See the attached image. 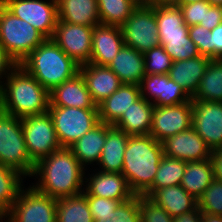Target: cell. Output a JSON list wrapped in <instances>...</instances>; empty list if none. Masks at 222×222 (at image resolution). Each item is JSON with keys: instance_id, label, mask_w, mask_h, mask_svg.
<instances>
[{"instance_id": "cell-18", "label": "cell", "mask_w": 222, "mask_h": 222, "mask_svg": "<svg viewBox=\"0 0 222 222\" xmlns=\"http://www.w3.org/2000/svg\"><path fill=\"white\" fill-rule=\"evenodd\" d=\"M124 45L120 26L98 25L92 32L91 64L108 66Z\"/></svg>"}, {"instance_id": "cell-23", "label": "cell", "mask_w": 222, "mask_h": 222, "mask_svg": "<svg viewBox=\"0 0 222 222\" xmlns=\"http://www.w3.org/2000/svg\"><path fill=\"white\" fill-rule=\"evenodd\" d=\"M210 58L199 55L186 60L175 61L168 73L170 79L179 84L181 88L192 97L198 89L208 65Z\"/></svg>"}, {"instance_id": "cell-20", "label": "cell", "mask_w": 222, "mask_h": 222, "mask_svg": "<svg viewBox=\"0 0 222 222\" xmlns=\"http://www.w3.org/2000/svg\"><path fill=\"white\" fill-rule=\"evenodd\" d=\"M50 105L75 108H98L80 73L49 92Z\"/></svg>"}, {"instance_id": "cell-32", "label": "cell", "mask_w": 222, "mask_h": 222, "mask_svg": "<svg viewBox=\"0 0 222 222\" xmlns=\"http://www.w3.org/2000/svg\"><path fill=\"white\" fill-rule=\"evenodd\" d=\"M56 222H94L86 197L79 194L59 198Z\"/></svg>"}, {"instance_id": "cell-26", "label": "cell", "mask_w": 222, "mask_h": 222, "mask_svg": "<svg viewBox=\"0 0 222 222\" xmlns=\"http://www.w3.org/2000/svg\"><path fill=\"white\" fill-rule=\"evenodd\" d=\"M129 135L113 125L107 124L106 141L98 162L104 172L121 173L123 170L124 152Z\"/></svg>"}, {"instance_id": "cell-53", "label": "cell", "mask_w": 222, "mask_h": 222, "mask_svg": "<svg viewBox=\"0 0 222 222\" xmlns=\"http://www.w3.org/2000/svg\"><path fill=\"white\" fill-rule=\"evenodd\" d=\"M3 218H6V216L3 214H0V222H2ZM5 222H7V221H5Z\"/></svg>"}, {"instance_id": "cell-49", "label": "cell", "mask_w": 222, "mask_h": 222, "mask_svg": "<svg viewBox=\"0 0 222 222\" xmlns=\"http://www.w3.org/2000/svg\"><path fill=\"white\" fill-rule=\"evenodd\" d=\"M200 222H222V216L202 213Z\"/></svg>"}, {"instance_id": "cell-1", "label": "cell", "mask_w": 222, "mask_h": 222, "mask_svg": "<svg viewBox=\"0 0 222 222\" xmlns=\"http://www.w3.org/2000/svg\"><path fill=\"white\" fill-rule=\"evenodd\" d=\"M72 150L61 147L35 164L32 176L40 177L33 185L38 191L54 198L82 194L84 170Z\"/></svg>"}, {"instance_id": "cell-3", "label": "cell", "mask_w": 222, "mask_h": 222, "mask_svg": "<svg viewBox=\"0 0 222 222\" xmlns=\"http://www.w3.org/2000/svg\"><path fill=\"white\" fill-rule=\"evenodd\" d=\"M163 156L162 142L153 136H129L121 173L135 195H144L152 187Z\"/></svg>"}, {"instance_id": "cell-44", "label": "cell", "mask_w": 222, "mask_h": 222, "mask_svg": "<svg viewBox=\"0 0 222 222\" xmlns=\"http://www.w3.org/2000/svg\"><path fill=\"white\" fill-rule=\"evenodd\" d=\"M210 33V59H222V22Z\"/></svg>"}, {"instance_id": "cell-15", "label": "cell", "mask_w": 222, "mask_h": 222, "mask_svg": "<svg viewBox=\"0 0 222 222\" xmlns=\"http://www.w3.org/2000/svg\"><path fill=\"white\" fill-rule=\"evenodd\" d=\"M147 91V92H146ZM141 97L153 101L154 106L177 105L191 100V97L168 74L145 75L140 83ZM151 97L149 99V97Z\"/></svg>"}, {"instance_id": "cell-46", "label": "cell", "mask_w": 222, "mask_h": 222, "mask_svg": "<svg viewBox=\"0 0 222 222\" xmlns=\"http://www.w3.org/2000/svg\"><path fill=\"white\" fill-rule=\"evenodd\" d=\"M16 61L8 54L4 47L0 44V79L7 77L9 73L17 66ZM9 72V73H8ZM7 74V75H6ZM3 75V76H2ZM2 81H0V86Z\"/></svg>"}, {"instance_id": "cell-2", "label": "cell", "mask_w": 222, "mask_h": 222, "mask_svg": "<svg viewBox=\"0 0 222 222\" xmlns=\"http://www.w3.org/2000/svg\"><path fill=\"white\" fill-rule=\"evenodd\" d=\"M6 82L0 86L1 111L20 119L48 112L49 91L20 64L9 73Z\"/></svg>"}, {"instance_id": "cell-12", "label": "cell", "mask_w": 222, "mask_h": 222, "mask_svg": "<svg viewBox=\"0 0 222 222\" xmlns=\"http://www.w3.org/2000/svg\"><path fill=\"white\" fill-rule=\"evenodd\" d=\"M94 27L57 21L51 38L79 66L88 64Z\"/></svg>"}, {"instance_id": "cell-8", "label": "cell", "mask_w": 222, "mask_h": 222, "mask_svg": "<svg viewBox=\"0 0 222 222\" xmlns=\"http://www.w3.org/2000/svg\"><path fill=\"white\" fill-rule=\"evenodd\" d=\"M120 27L124 45L141 53L160 45L155 5L139 3Z\"/></svg>"}, {"instance_id": "cell-45", "label": "cell", "mask_w": 222, "mask_h": 222, "mask_svg": "<svg viewBox=\"0 0 222 222\" xmlns=\"http://www.w3.org/2000/svg\"><path fill=\"white\" fill-rule=\"evenodd\" d=\"M221 22H222V7L210 6L208 9H205L204 23H200L199 25L211 31Z\"/></svg>"}, {"instance_id": "cell-27", "label": "cell", "mask_w": 222, "mask_h": 222, "mask_svg": "<svg viewBox=\"0 0 222 222\" xmlns=\"http://www.w3.org/2000/svg\"><path fill=\"white\" fill-rule=\"evenodd\" d=\"M159 40L184 39L189 33V27L183 19L180 7L174 4L155 5Z\"/></svg>"}, {"instance_id": "cell-19", "label": "cell", "mask_w": 222, "mask_h": 222, "mask_svg": "<svg viewBox=\"0 0 222 222\" xmlns=\"http://www.w3.org/2000/svg\"><path fill=\"white\" fill-rule=\"evenodd\" d=\"M79 73L97 106L122 85L120 79L108 66L88 63L79 66Z\"/></svg>"}, {"instance_id": "cell-6", "label": "cell", "mask_w": 222, "mask_h": 222, "mask_svg": "<svg viewBox=\"0 0 222 222\" xmlns=\"http://www.w3.org/2000/svg\"><path fill=\"white\" fill-rule=\"evenodd\" d=\"M0 164L31 177L35 163L28 155L21 119L0 110Z\"/></svg>"}, {"instance_id": "cell-36", "label": "cell", "mask_w": 222, "mask_h": 222, "mask_svg": "<svg viewBox=\"0 0 222 222\" xmlns=\"http://www.w3.org/2000/svg\"><path fill=\"white\" fill-rule=\"evenodd\" d=\"M92 216L94 222H141L138 195L120 203L114 212Z\"/></svg>"}, {"instance_id": "cell-31", "label": "cell", "mask_w": 222, "mask_h": 222, "mask_svg": "<svg viewBox=\"0 0 222 222\" xmlns=\"http://www.w3.org/2000/svg\"><path fill=\"white\" fill-rule=\"evenodd\" d=\"M192 100L222 102V59H211L191 97Z\"/></svg>"}, {"instance_id": "cell-40", "label": "cell", "mask_w": 222, "mask_h": 222, "mask_svg": "<svg viewBox=\"0 0 222 222\" xmlns=\"http://www.w3.org/2000/svg\"><path fill=\"white\" fill-rule=\"evenodd\" d=\"M141 222H173V217L152 199L138 195Z\"/></svg>"}, {"instance_id": "cell-37", "label": "cell", "mask_w": 222, "mask_h": 222, "mask_svg": "<svg viewBox=\"0 0 222 222\" xmlns=\"http://www.w3.org/2000/svg\"><path fill=\"white\" fill-rule=\"evenodd\" d=\"M145 74H168L172 67L173 60L170 55L164 50L163 46L159 45L151 48L143 53Z\"/></svg>"}, {"instance_id": "cell-28", "label": "cell", "mask_w": 222, "mask_h": 222, "mask_svg": "<svg viewBox=\"0 0 222 222\" xmlns=\"http://www.w3.org/2000/svg\"><path fill=\"white\" fill-rule=\"evenodd\" d=\"M106 134L107 124L100 122L69 147L84 168L86 164L89 165L95 161L98 164L106 141Z\"/></svg>"}, {"instance_id": "cell-11", "label": "cell", "mask_w": 222, "mask_h": 222, "mask_svg": "<svg viewBox=\"0 0 222 222\" xmlns=\"http://www.w3.org/2000/svg\"><path fill=\"white\" fill-rule=\"evenodd\" d=\"M15 16L28 22L46 38H52L58 21L57 0H2Z\"/></svg>"}, {"instance_id": "cell-38", "label": "cell", "mask_w": 222, "mask_h": 222, "mask_svg": "<svg viewBox=\"0 0 222 222\" xmlns=\"http://www.w3.org/2000/svg\"><path fill=\"white\" fill-rule=\"evenodd\" d=\"M159 44L163 46L173 62L192 59L200 55L197 46L190 39L189 34L184 39L159 40Z\"/></svg>"}, {"instance_id": "cell-13", "label": "cell", "mask_w": 222, "mask_h": 222, "mask_svg": "<svg viewBox=\"0 0 222 222\" xmlns=\"http://www.w3.org/2000/svg\"><path fill=\"white\" fill-rule=\"evenodd\" d=\"M192 127V99L170 106H154L150 135L162 142Z\"/></svg>"}, {"instance_id": "cell-51", "label": "cell", "mask_w": 222, "mask_h": 222, "mask_svg": "<svg viewBox=\"0 0 222 222\" xmlns=\"http://www.w3.org/2000/svg\"><path fill=\"white\" fill-rule=\"evenodd\" d=\"M199 1H202V0H175L173 4H174L175 6L180 7V6L189 4V3L199 2Z\"/></svg>"}, {"instance_id": "cell-34", "label": "cell", "mask_w": 222, "mask_h": 222, "mask_svg": "<svg viewBox=\"0 0 222 222\" xmlns=\"http://www.w3.org/2000/svg\"><path fill=\"white\" fill-rule=\"evenodd\" d=\"M102 25L121 26L139 5V0H97Z\"/></svg>"}, {"instance_id": "cell-33", "label": "cell", "mask_w": 222, "mask_h": 222, "mask_svg": "<svg viewBox=\"0 0 222 222\" xmlns=\"http://www.w3.org/2000/svg\"><path fill=\"white\" fill-rule=\"evenodd\" d=\"M186 169V161L164 155L159 163L152 187L144 194L150 197L156 190L180 185Z\"/></svg>"}, {"instance_id": "cell-25", "label": "cell", "mask_w": 222, "mask_h": 222, "mask_svg": "<svg viewBox=\"0 0 222 222\" xmlns=\"http://www.w3.org/2000/svg\"><path fill=\"white\" fill-rule=\"evenodd\" d=\"M58 21L94 27L100 25L97 0H57Z\"/></svg>"}, {"instance_id": "cell-50", "label": "cell", "mask_w": 222, "mask_h": 222, "mask_svg": "<svg viewBox=\"0 0 222 222\" xmlns=\"http://www.w3.org/2000/svg\"><path fill=\"white\" fill-rule=\"evenodd\" d=\"M175 0H139L140 4L146 5H161V4H173Z\"/></svg>"}, {"instance_id": "cell-21", "label": "cell", "mask_w": 222, "mask_h": 222, "mask_svg": "<svg viewBox=\"0 0 222 222\" xmlns=\"http://www.w3.org/2000/svg\"><path fill=\"white\" fill-rule=\"evenodd\" d=\"M140 97V85L122 84L98 105L100 122L114 125Z\"/></svg>"}, {"instance_id": "cell-16", "label": "cell", "mask_w": 222, "mask_h": 222, "mask_svg": "<svg viewBox=\"0 0 222 222\" xmlns=\"http://www.w3.org/2000/svg\"><path fill=\"white\" fill-rule=\"evenodd\" d=\"M162 146L164 155L186 162L204 161L211 157V150L192 127L167 137Z\"/></svg>"}, {"instance_id": "cell-41", "label": "cell", "mask_w": 222, "mask_h": 222, "mask_svg": "<svg viewBox=\"0 0 222 222\" xmlns=\"http://www.w3.org/2000/svg\"><path fill=\"white\" fill-rule=\"evenodd\" d=\"M210 6L206 0L180 6L186 25L189 27L204 23L205 9H208Z\"/></svg>"}, {"instance_id": "cell-43", "label": "cell", "mask_w": 222, "mask_h": 222, "mask_svg": "<svg viewBox=\"0 0 222 222\" xmlns=\"http://www.w3.org/2000/svg\"><path fill=\"white\" fill-rule=\"evenodd\" d=\"M89 204V208L92 214H106L114 212L120 201H115L108 198H103L94 195H84Z\"/></svg>"}, {"instance_id": "cell-24", "label": "cell", "mask_w": 222, "mask_h": 222, "mask_svg": "<svg viewBox=\"0 0 222 222\" xmlns=\"http://www.w3.org/2000/svg\"><path fill=\"white\" fill-rule=\"evenodd\" d=\"M153 109L152 101L140 97L113 126L129 136L150 135Z\"/></svg>"}, {"instance_id": "cell-30", "label": "cell", "mask_w": 222, "mask_h": 222, "mask_svg": "<svg viewBox=\"0 0 222 222\" xmlns=\"http://www.w3.org/2000/svg\"><path fill=\"white\" fill-rule=\"evenodd\" d=\"M214 173L210 159L204 161H188L181 181V186L196 200L213 182Z\"/></svg>"}, {"instance_id": "cell-9", "label": "cell", "mask_w": 222, "mask_h": 222, "mask_svg": "<svg viewBox=\"0 0 222 222\" xmlns=\"http://www.w3.org/2000/svg\"><path fill=\"white\" fill-rule=\"evenodd\" d=\"M57 198L34 186L21 189L15 203L5 214L8 222H56Z\"/></svg>"}, {"instance_id": "cell-10", "label": "cell", "mask_w": 222, "mask_h": 222, "mask_svg": "<svg viewBox=\"0 0 222 222\" xmlns=\"http://www.w3.org/2000/svg\"><path fill=\"white\" fill-rule=\"evenodd\" d=\"M28 155L36 164L61 148L49 112L21 119Z\"/></svg>"}, {"instance_id": "cell-5", "label": "cell", "mask_w": 222, "mask_h": 222, "mask_svg": "<svg viewBox=\"0 0 222 222\" xmlns=\"http://www.w3.org/2000/svg\"><path fill=\"white\" fill-rule=\"evenodd\" d=\"M47 38L28 22L0 4V44L20 64Z\"/></svg>"}, {"instance_id": "cell-4", "label": "cell", "mask_w": 222, "mask_h": 222, "mask_svg": "<svg viewBox=\"0 0 222 222\" xmlns=\"http://www.w3.org/2000/svg\"><path fill=\"white\" fill-rule=\"evenodd\" d=\"M20 65L49 92L79 73V65L51 38L33 50Z\"/></svg>"}, {"instance_id": "cell-42", "label": "cell", "mask_w": 222, "mask_h": 222, "mask_svg": "<svg viewBox=\"0 0 222 222\" xmlns=\"http://www.w3.org/2000/svg\"><path fill=\"white\" fill-rule=\"evenodd\" d=\"M188 34L197 46L199 54L210 58V31L198 24L189 26Z\"/></svg>"}, {"instance_id": "cell-22", "label": "cell", "mask_w": 222, "mask_h": 222, "mask_svg": "<svg viewBox=\"0 0 222 222\" xmlns=\"http://www.w3.org/2000/svg\"><path fill=\"white\" fill-rule=\"evenodd\" d=\"M108 67L122 84L140 85L145 74L143 53L123 45Z\"/></svg>"}, {"instance_id": "cell-47", "label": "cell", "mask_w": 222, "mask_h": 222, "mask_svg": "<svg viewBox=\"0 0 222 222\" xmlns=\"http://www.w3.org/2000/svg\"><path fill=\"white\" fill-rule=\"evenodd\" d=\"M210 160L213 167L214 179L222 181V148L211 151Z\"/></svg>"}, {"instance_id": "cell-7", "label": "cell", "mask_w": 222, "mask_h": 222, "mask_svg": "<svg viewBox=\"0 0 222 222\" xmlns=\"http://www.w3.org/2000/svg\"><path fill=\"white\" fill-rule=\"evenodd\" d=\"M61 147L69 148L100 123L98 108L49 106Z\"/></svg>"}, {"instance_id": "cell-14", "label": "cell", "mask_w": 222, "mask_h": 222, "mask_svg": "<svg viewBox=\"0 0 222 222\" xmlns=\"http://www.w3.org/2000/svg\"><path fill=\"white\" fill-rule=\"evenodd\" d=\"M192 128L211 151L222 148V102L192 100Z\"/></svg>"}, {"instance_id": "cell-29", "label": "cell", "mask_w": 222, "mask_h": 222, "mask_svg": "<svg viewBox=\"0 0 222 222\" xmlns=\"http://www.w3.org/2000/svg\"><path fill=\"white\" fill-rule=\"evenodd\" d=\"M149 198L173 218L198 207V201L181 185L158 189Z\"/></svg>"}, {"instance_id": "cell-39", "label": "cell", "mask_w": 222, "mask_h": 222, "mask_svg": "<svg viewBox=\"0 0 222 222\" xmlns=\"http://www.w3.org/2000/svg\"><path fill=\"white\" fill-rule=\"evenodd\" d=\"M197 201L202 213L222 216V181L214 179Z\"/></svg>"}, {"instance_id": "cell-48", "label": "cell", "mask_w": 222, "mask_h": 222, "mask_svg": "<svg viewBox=\"0 0 222 222\" xmlns=\"http://www.w3.org/2000/svg\"><path fill=\"white\" fill-rule=\"evenodd\" d=\"M202 212L197 207L196 209L183 213L173 218V222H200Z\"/></svg>"}, {"instance_id": "cell-35", "label": "cell", "mask_w": 222, "mask_h": 222, "mask_svg": "<svg viewBox=\"0 0 222 222\" xmlns=\"http://www.w3.org/2000/svg\"><path fill=\"white\" fill-rule=\"evenodd\" d=\"M22 177L17 170L0 164V214L5 215L15 203L23 186Z\"/></svg>"}, {"instance_id": "cell-52", "label": "cell", "mask_w": 222, "mask_h": 222, "mask_svg": "<svg viewBox=\"0 0 222 222\" xmlns=\"http://www.w3.org/2000/svg\"><path fill=\"white\" fill-rule=\"evenodd\" d=\"M211 6H221L222 0H206Z\"/></svg>"}, {"instance_id": "cell-17", "label": "cell", "mask_w": 222, "mask_h": 222, "mask_svg": "<svg viewBox=\"0 0 222 222\" xmlns=\"http://www.w3.org/2000/svg\"><path fill=\"white\" fill-rule=\"evenodd\" d=\"M85 179L87 181L84 182H86L87 186L82 193L83 195L99 196L120 201L121 203L135 196L122 173L100 170L98 173L92 174L90 178Z\"/></svg>"}]
</instances>
